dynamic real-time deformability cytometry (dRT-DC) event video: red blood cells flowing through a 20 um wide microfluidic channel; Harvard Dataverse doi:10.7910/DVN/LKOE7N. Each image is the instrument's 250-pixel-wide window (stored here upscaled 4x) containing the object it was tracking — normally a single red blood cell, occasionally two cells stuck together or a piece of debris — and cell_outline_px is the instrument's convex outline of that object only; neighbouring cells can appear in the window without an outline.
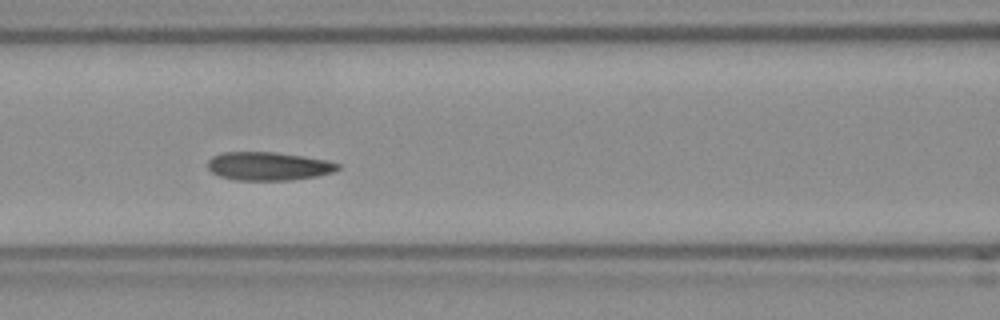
{"species": "Egyptian fruit bat (a non-hibernating species)", "species_latin": "Rousettus aegyptiacus", "temperature_condition": "room temperature", "stored_images_in_passage": 46, "camera_frame_rate_fps": 3000, "um_per_image_px": 0.085, "frame": {"image": 1, "passage_image": 14, "time_ms": 4.333, "image_size_px": [1000, 320], "cell_outline_px": [[340, 168], [332, 172], [316, 176], [292, 180], [236, 180], [220, 176], [212, 172], [208, 168], [208, 160], [212, 156], [224, 152], [272, 152], [328, 160], [340, 164]], "centroid_in_image_um": [22.81, 14.13], "position_along_channel_um": 143.8, "area_um2": 21.39}, "authors_computed_cell_mechanics": {"area_um2": 21.7039, "velocity_mm_per_s": 3.7896, "shape_relaxation_time_tau1_ms": 3.9338, "shape_relaxation_time_tau2_ms": 1.4358, "deformation_change_tau1": 0.1308, "deformation_change_tau2": 0.0754}}